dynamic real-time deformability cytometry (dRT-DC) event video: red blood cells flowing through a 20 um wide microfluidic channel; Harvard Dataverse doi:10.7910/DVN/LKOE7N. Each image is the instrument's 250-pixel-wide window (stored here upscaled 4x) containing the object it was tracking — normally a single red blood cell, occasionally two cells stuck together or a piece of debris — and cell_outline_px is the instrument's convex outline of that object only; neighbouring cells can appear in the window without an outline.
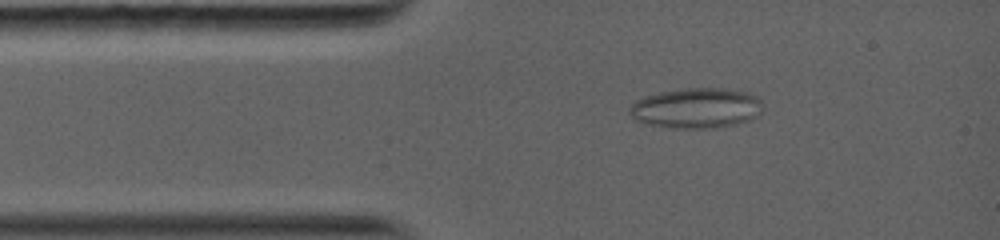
{"species": "common noctule bat (a hibernating species)", "species_latin": "Nyctalus noctula", "temperature_condition": "warm", "stored_images_in_passage": 48, "camera_frame_rate_fps": 5000, "um_per_image_px": 0.085, "animal": {"sex": "female", "body_mass_g": 19.0, "forearm_length_mm": 56.7}, "frame": {"image": 1, "passage_image": 6, "time_ms": 1.8, "image_size_px": [1000, 240], "cell_outline_px": [[764, 108], [752, 120], [736, 124], [716, 128], [668, 128], [644, 124], [636, 120], [628, 112], [628, 108], [636, 100], [644, 96], [660, 92], [680, 88], [724, 88], [748, 92], [756, 96], [760, 100]], "centroid_in_image_um": [59.18, 9.19], "position_along_channel_um": 25.8, "area_um2": 31.79}}
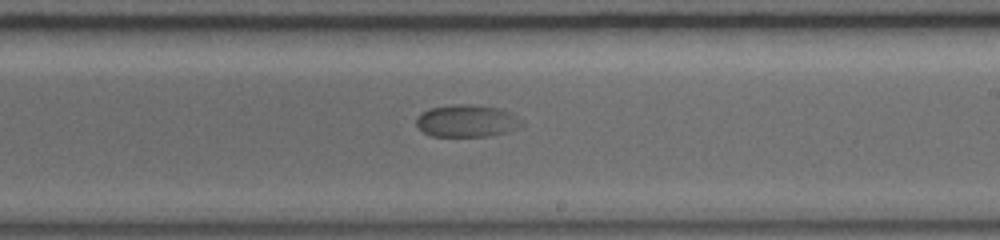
{"frame": {"image": 2, "passage_image": 24, "time_ms": 8.0, "image_size_px": [1000, 240], "cell_outline_px": [[524, 124], [520, 128], [488, 136], [432, 136], [424, 132], [416, 124], [416, 116], [420, 112], [428, 108], [452, 104], [472, 104], [500, 108], [512, 112], [524, 120]], "centroid_in_image_um": [39.71, 10.25], "position_along_channel_um": 249.3, "area_um2": 20.23}}
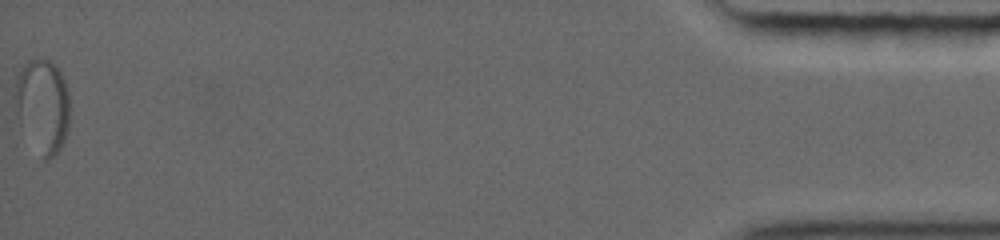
{"frame": {"image": 3, "passage_image": 48, "time_ms": 16.2, "image_size_px": [1000, 240], "cell_outline_px": [[68, 128], [64, 140], [60, 148], [48, 160], [44, 160], [20, 128], [12, 96], [16, 76], [20, 68], [28, 60], [48, 60], [60, 72], [64, 80], [68, 92]], "centroid_in_image_um": [3.56, 9.0], "position_along_channel_um": 431.6, "area_um2": 30.11}}